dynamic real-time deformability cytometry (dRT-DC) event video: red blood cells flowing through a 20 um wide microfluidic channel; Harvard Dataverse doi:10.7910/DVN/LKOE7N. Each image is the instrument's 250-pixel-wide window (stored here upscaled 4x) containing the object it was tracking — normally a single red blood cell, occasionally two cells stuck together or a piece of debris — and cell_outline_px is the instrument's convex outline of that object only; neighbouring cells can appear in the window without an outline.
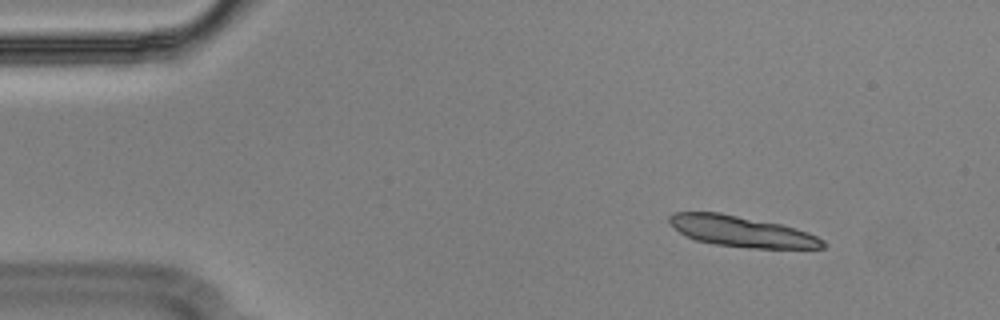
{"species": "Egyptian fruit bat (a non-hibernating species)", "species_latin": "Rousettus aegyptiacus", "temperature_condition": "cold", "stored_images_in_passage": 10, "camera_frame_rate_fps": 3000, "um_per_image_px": 0.085, "animal": {"sex": "male"}, "frame": {"image": 1, "passage_image": 1, "time_ms": 0.0, "image_size_px": [1000, 320], "cell_outline_px": [[828, 244], [824, 248], [748, 248], [716, 244], [696, 240], [684, 236], [668, 220], [668, 216], [672, 212], [720, 212], [780, 224], [796, 228], [808, 232], [824, 240]], "centroid_in_image_um": [63.05, 19.67], "position_along_channel_um": 22.0, "area_um2": 27.57}}